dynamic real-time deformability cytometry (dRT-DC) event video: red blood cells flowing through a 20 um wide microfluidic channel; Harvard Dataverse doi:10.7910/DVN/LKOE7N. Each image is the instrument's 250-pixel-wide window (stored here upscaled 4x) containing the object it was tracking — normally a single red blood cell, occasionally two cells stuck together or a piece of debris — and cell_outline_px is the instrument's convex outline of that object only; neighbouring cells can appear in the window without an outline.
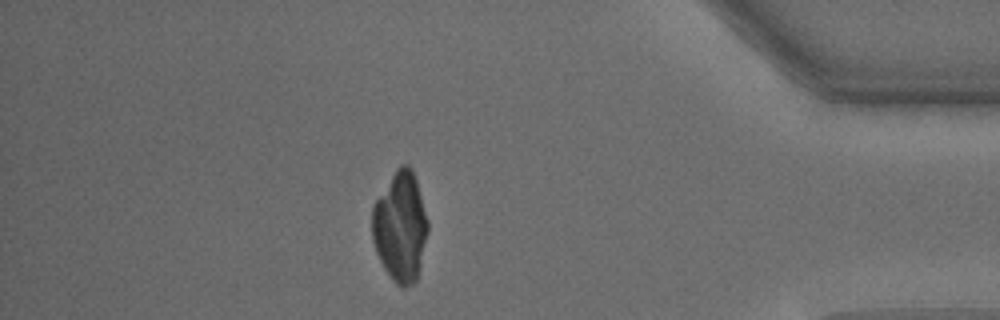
{"species": "common noctule bat (a hibernating species)", "species_latin": "Nyctalus noctula", "temperature_condition": "warm", "stored_images_in_passage": 54, "camera_frame_rate_fps": 3000, "um_per_image_px": 0.085, "animal": {"sex": "male", "body_mass_g": 15.6}, "frame": {"image": 1, "passage_image": 47, "time_ms": 15.333, "image_size_px": [1000, 320], "cell_outline_px": [[428, 232], [420, 268], [416, 280], [412, 284], [404, 288], [400, 288], [392, 280], [384, 268], [376, 252], [372, 240], [372, 204], [396, 168], [400, 164], [408, 164], [412, 168], [416, 180], [428, 220]], "centroid_in_image_um": [34.02, 19.27], "position_along_channel_um": 401.2, "area_um2": 36.07}}
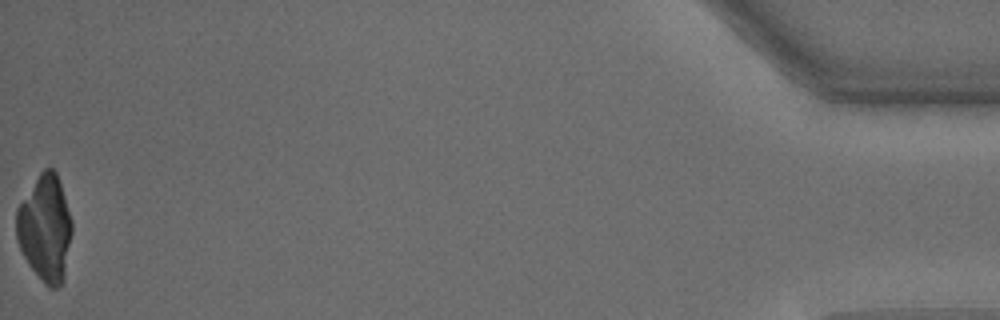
{"frame": {"image": 2, "passage_image": 54, "time_ms": 17.667, "image_size_px": [1000, 320], "cell_outline_px": [[72, 232], [64, 280], [56, 288], [48, 288], [44, 284], [28, 264], [16, 240], [16, 208], [40, 172], [44, 168], [52, 168], [56, 172], [60, 180], [72, 220]], "centroid_in_image_um": [3.84, 19.4], "position_along_channel_um": 431.4, "area_um2": 34.74}}